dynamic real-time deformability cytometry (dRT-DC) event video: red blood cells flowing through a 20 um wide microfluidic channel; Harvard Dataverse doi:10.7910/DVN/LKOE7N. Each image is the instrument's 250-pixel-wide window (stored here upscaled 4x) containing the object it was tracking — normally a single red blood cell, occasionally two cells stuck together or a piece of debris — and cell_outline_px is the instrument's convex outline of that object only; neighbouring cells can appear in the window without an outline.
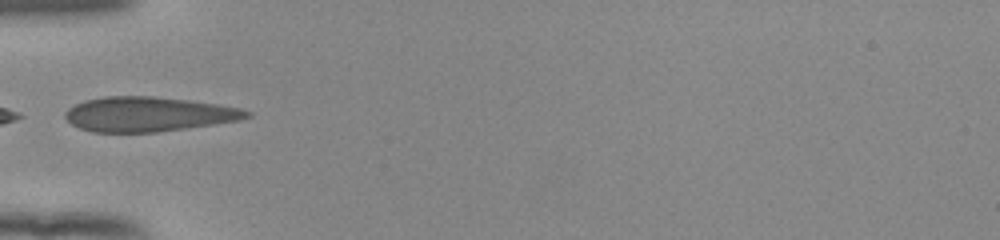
{"species": "human", "species_latin": "Homo sapiens", "temperature_condition": "room temperature", "stored_images_in_passage": 31, "camera_frame_rate_fps": 3000, "um_per_image_px": 0.085, "donor": {"sex": "female"}, "frame": {"image": 1, "passage_image": 1, "time_ms": 0.0, "image_size_px": [1000, 240], "cell_outline_px": [[252, 116], [240, 120], [156, 132], [92, 132], [80, 128], [72, 124], [64, 116], [64, 112], [68, 108], [84, 100], [104, 96], [152, 96], [188, 100], [216, 104], [240, 108], [252, 112]], "centroid_in_image_um": [12.59, 9.7], "position_along_channel_um": 72.4, "area_um2": 36.53}}
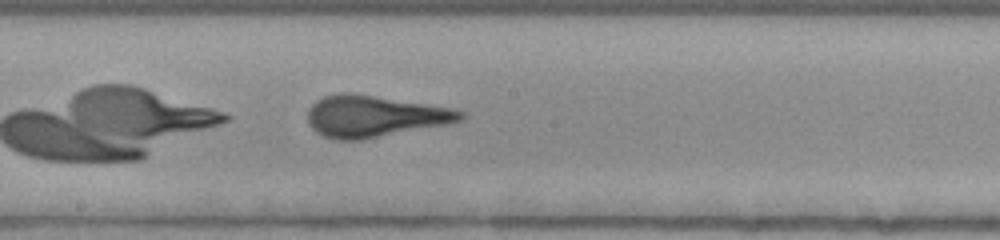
{"frame": {"image": 2, "passage_image": 12, "time_ms": 3.667, "image_size_px": [1000, 240], "cell_outline_px": [[464, 116], [460, 120], [448, 124], [360, 140], [336, 140], [324, 136], [316, 132], [308, 124], [308, 108], [316, 100], [324, 96], [344, 92], [348, 92], [452, 108], [464, 112]], "centroid_in_image_um": [31.78, 9.89], "position_along_channel_um": 216.4, "area_um2": 36.7}}
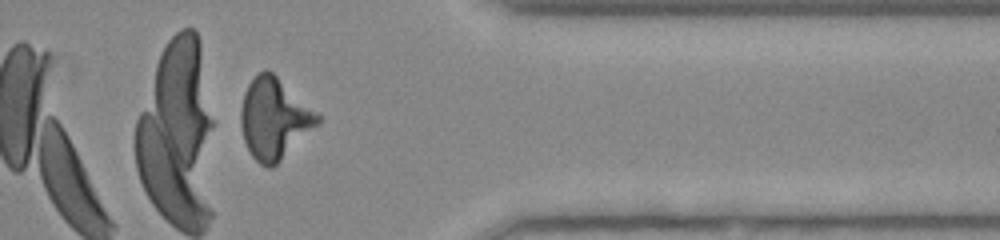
{"frame": {"image": 3, "passage_image": 26, "time_ms": 8.333, "image_size_px": [1000, 240], "cell_outline_px": [[320, 124], [272, 168], [268, 168], [260, 164], [252, 156], [244, 140], [240, 124], [240, 112], [244, 92], [248, 84], [264, 68], [272, 72], [316, 112], [320, 116]], "centroid_in_image_um": [23.29, 10.1], "position_along_channel_um": 388.1, "area_um2": 35.84}, "authors_computed_cell_mechanics": {"area_um2": 35.8938, "velocity_mm_per_s": 3.9342, "shape_relaxation_time_tau1_ms": 5.5544, "shape_relaxation_time_tau2_ms": null, "deformation_change_tau1": 0.1616, "deformation_change_tau2": null}}